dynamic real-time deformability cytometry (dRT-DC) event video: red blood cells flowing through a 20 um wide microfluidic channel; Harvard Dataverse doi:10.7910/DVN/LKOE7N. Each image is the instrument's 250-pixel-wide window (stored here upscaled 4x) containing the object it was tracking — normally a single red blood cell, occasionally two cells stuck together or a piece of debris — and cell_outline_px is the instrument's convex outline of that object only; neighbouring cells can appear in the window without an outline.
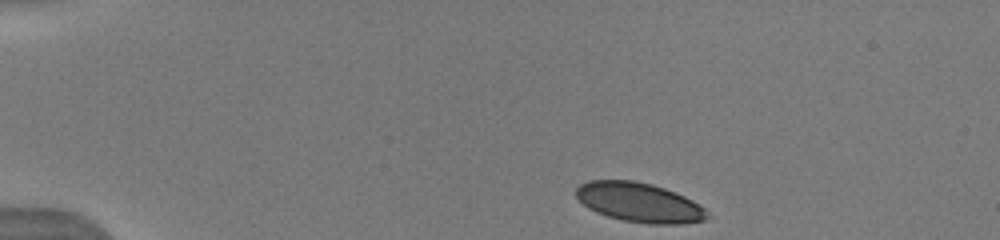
{"species": "human", "species_latin": "Homo sapiens", "temperature_condition": "warm", "stored_images_in_passage": 6, "camera_frame_rate_fps": 3000, "um_per_image_px": 0.085, "donor": {"sex": "male"}, "frame": {"image": 1, "passage_image": 1, "time_ms": 0.0, "image_size_px": [1000, 240], "cell_outline_px": [[712, 216], [704, 220], [680, 224], [648, 224], [624, 220], [608, 216], [596, 212], [588, 208], [576, 196], [576, 188], [580, 184], [588, 180], [632, 180], [652, 184], [664, 188], [684, 196], [700, 204]], "centroid_in_image_um": [54.36, 17.21], "position_along_channel_um": 30.6, "area_um2": 30.17}}
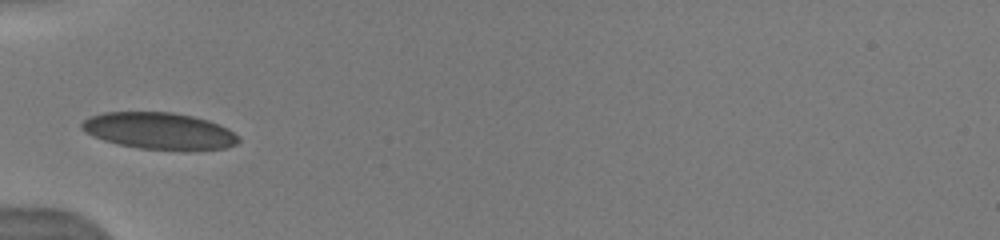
{"frame": {"image": 2, "passage_image": 5, "time_ms": 3.0, "image_size_px": [1000, 240], "cell_outline_px": [[240, 140], [236, 144], [224, 148], [188, 152], [140, 148], [120, 144], [104, 140], [84, 132], [80, 128], [80, 124], [88, 116], [104, 112], [172, 112], [192, 116], [208, 120], [228, 128]], "centroid_in_image_um": [13.54, 11.14], "position_along_channel_um": 71.5, "area_um2": 33.93}}